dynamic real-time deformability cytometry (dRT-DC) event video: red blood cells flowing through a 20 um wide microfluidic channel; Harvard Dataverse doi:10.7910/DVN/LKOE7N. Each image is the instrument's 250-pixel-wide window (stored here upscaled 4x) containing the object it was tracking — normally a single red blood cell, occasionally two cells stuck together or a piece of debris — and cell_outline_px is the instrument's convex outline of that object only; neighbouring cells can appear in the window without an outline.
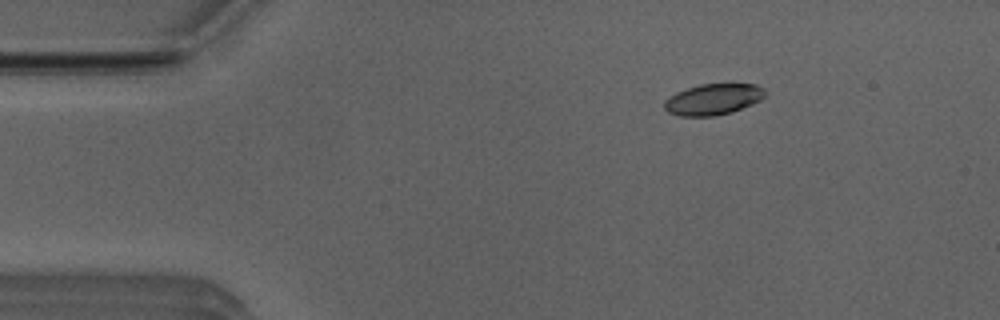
{"species": "Egyptian fruit bat (a non-hibernating species)", "species_latin": "Rousettus aegyptiacus", "temperature_condition": "room temperature", "stored_images_in_passage": 46, "camera_frame_rate_fps": 3000, "um_per_image_px": 0.085, "animal": {"sex": "male"}, "frame": {"image": 1, "passage_image": 2, "time_ms": 0.333, "image_size_px": [1000, 320], "cell_outline_px": [[764, 96], [760, 100], [752, 104], [732, 112], [716, 116], [680, 116], [668, 112], [664, 108], [664, 100], [676, 92], [700, 84], [756, 84], [764, 88]], "centroid_in_image_um": [60.6, 8.45], "position_along_channel_um": 24.4, "area_um2": 18.21}}
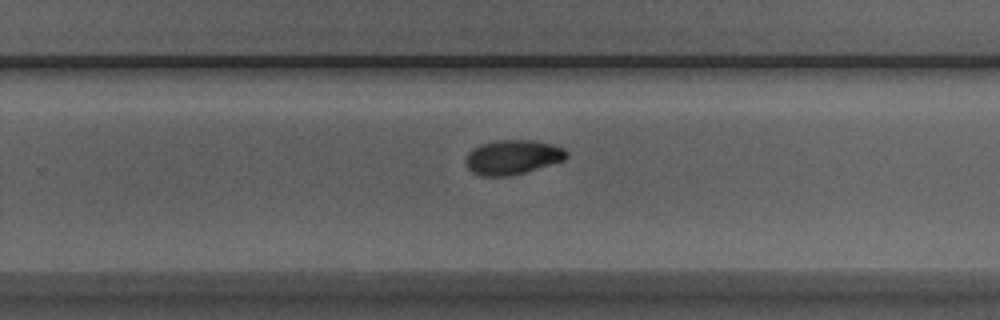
{"frame": {"image": 2, "passage_image": 27, "time_ms": 8.667, "image_size_px": [1000, 320], "cell_outline_px": [[568, 156], [564, 160], [524, 172], [508, 176], [480, 176], [472, 172], [468, 168], [464, 160], [468, 152], [480, 144], [496, 140], [532, 140], [564, 148], [568, 152]], "centroid_in_image_um": [43.53, 13.36], "position_along_channel_um": 286.3, "area_um2": 20.17}}
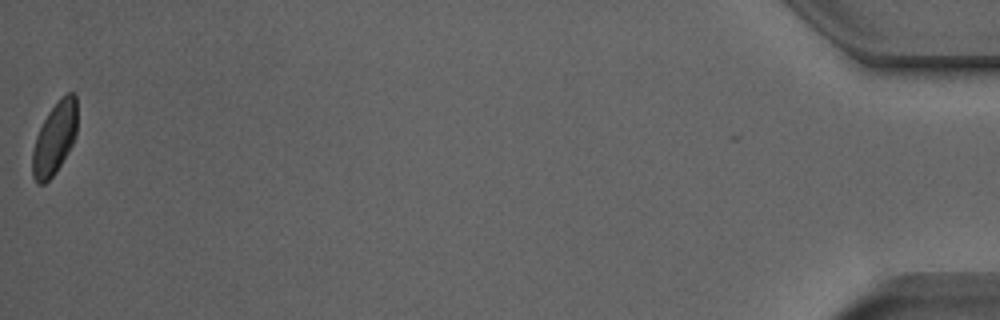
{"frame": {"image": 3, "passage_image": 46, "time_ms": 15.0, "image_size_px": [1000, 320], "cell_outline_px": [[76, 136], [68, 152], [56, 172], [44, 184], [36, 184], [32, 176], [32, 152], [36, 136], [48, 112], [60, 96], [68, 92], [72, 92], [76, 96]], "centroid_in_image_um": [4.63, 11.76], "position_along_channel_um": 430.6, "area_um2": 18.9}, "authors_computed_cell_mechanics": {"area_um2": 19.652, "velocity_mm_per_s": 3.9369, "shape_relaxation_time_tau1_ms": 4.0063, "shape_relaxation_time_tau2_ms": null, "deformation_change_tau1": 0.126, "deformation_change_tau2": null}}